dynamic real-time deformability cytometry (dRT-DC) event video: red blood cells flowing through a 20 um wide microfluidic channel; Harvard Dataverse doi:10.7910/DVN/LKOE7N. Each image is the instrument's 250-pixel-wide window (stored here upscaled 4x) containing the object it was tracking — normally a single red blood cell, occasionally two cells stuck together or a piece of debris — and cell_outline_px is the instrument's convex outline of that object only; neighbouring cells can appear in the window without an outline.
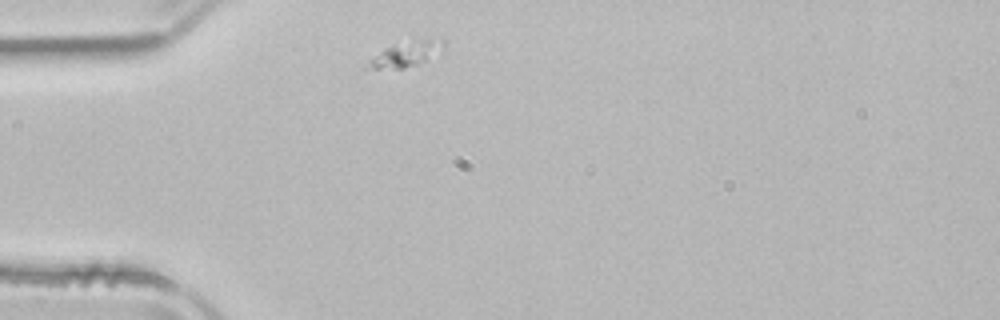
{"species": "common noctule bat (a hibernating species)", "species_latin": "Nyctalus noctula", "temperature_condition": "room temperature", "stored_images_in_passage": 41, "camera_frame_rate_fps": 3000, "um_per_image_px": 0.085, "animal": {"sex": "male", "body_mass_g": 21.5, "forearm_length_mm": 52.0}, "frame": {"image": 1, "passage_image": 1, "time_ms": 0.0, "image_size_px": [1000, 320], "cell_outline_px": [[444, 52], [416, 64], [404, 68], [360, 68], [372, 56], [384, 48], [424, 40], [444, 40]], "centroid_in_image_um": [34.46, 4.65], "position_along_channel_um": 50.5, "area_um2": 10.69}}
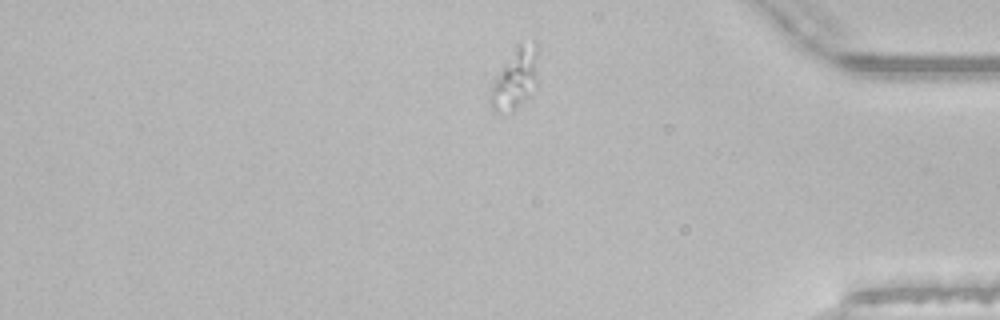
{"frame": {"image": 2, "passage_image": 32, "time_ms": 10.333, "image_size_px": [1000, 320], "cell_outline_px": [[536, 88], [512, 112], [496, 112], [492, 108], [488, 100], [492, 80], [516, 48], [520, 44], [536, 40]], "centroid_in_image_um": [43.75, 6.74], "position_along_channel_um": 391.4, "area_um2": 16.59}}
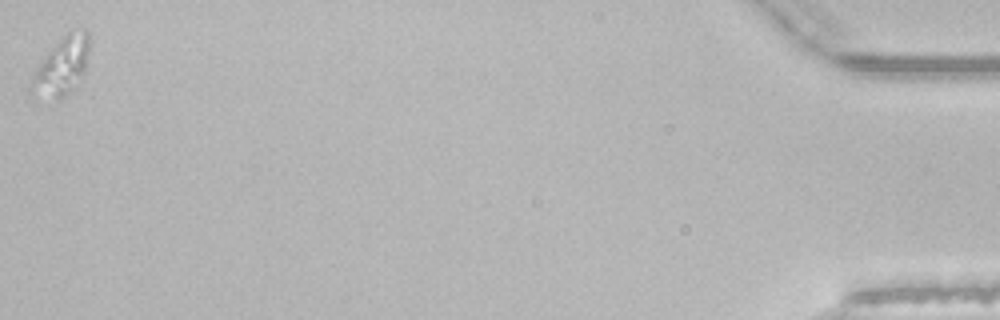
{"frame": {"image": 3, "passage_image": 41, "time_ms": 13.333, "image_size_px": [1000, 320], "cell_outline_px": [[88, 56], [84, 72], [72, 88], [60, 100], [56, 100], [28, 92], [28, 88], [32, 76], [36, 68], [44, 56], [68, 32], [84, 28], [88, 32]], "centroid_in_image_um": [5.22, 5.64], "position_along_channel_um": 430.0, "area_um2": 19.25}}